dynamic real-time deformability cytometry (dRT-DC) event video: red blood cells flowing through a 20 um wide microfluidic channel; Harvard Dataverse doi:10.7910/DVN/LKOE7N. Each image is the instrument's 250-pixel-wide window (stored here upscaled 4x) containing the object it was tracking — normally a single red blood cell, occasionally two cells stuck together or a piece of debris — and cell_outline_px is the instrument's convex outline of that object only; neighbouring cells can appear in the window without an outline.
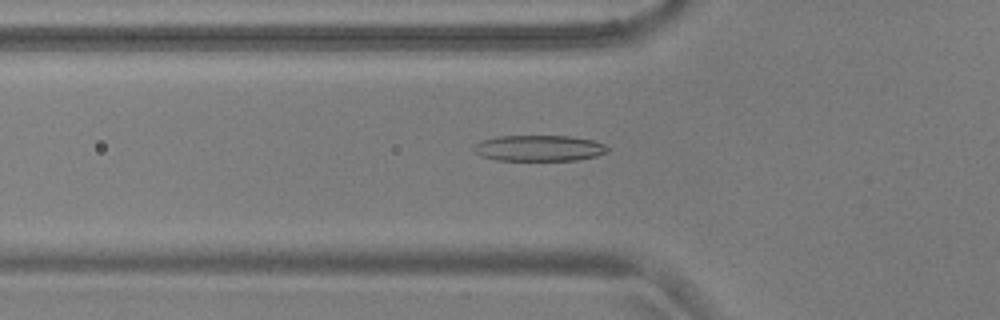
{"species": "common noctule bat (a hibernating species)", "species_latin": "Nyctalus noctula", "temperature_condition": "warm", "stored_images_in_passage": 50, "camera_frame_rate_fps": 3000, "um_per_image_px": 0.085, "animal": {"sex": "male", "body_mass_g": 17.9, "forearm_length_mm": 54.2}, "frame": {"image": 1, "passage_image": 14, "time_ms": 4.333, "image_size_px": [1000, 320], "cell_outline_px": [[608, 152], [596, 156], [576, 160], [496, 160], [480, 156], [472, 148], [480, 140], [496, 136], [572, 136], [592, 140], [604, 144], [608, 148]], "centroid_in_image_um": [45.8, 12.59], "position_along_channel_um": 80.0, "area_um2": 20.29}}
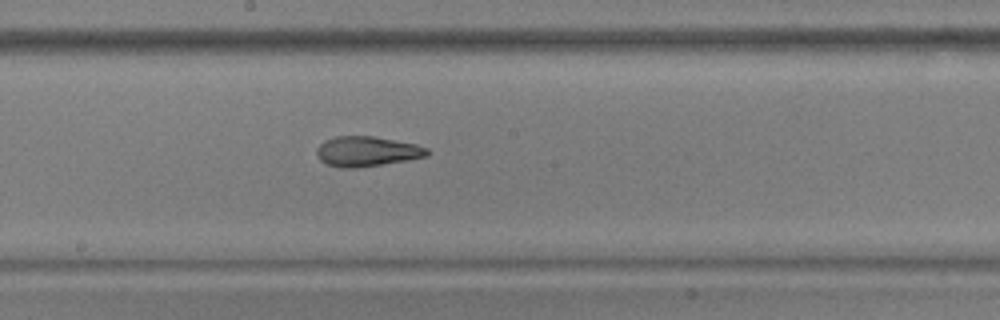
{"frame": {"image": 2, "passage_image": 25, "time_ms": 8.0, "image_size_px": [1000, 320], "cell_outline_px": [[428, 156], [408, 160], [356, 168], [340, 168], [328, 164], [320, 160], [316, 156], [316, 148], [324, 140], [336, 136], [372, 136], [416, 144], [428, 148]], "centroid_in_image_um": [31.16, 12.87], "position_along_channel_um": 217.0, "area_um2": 19.36}}
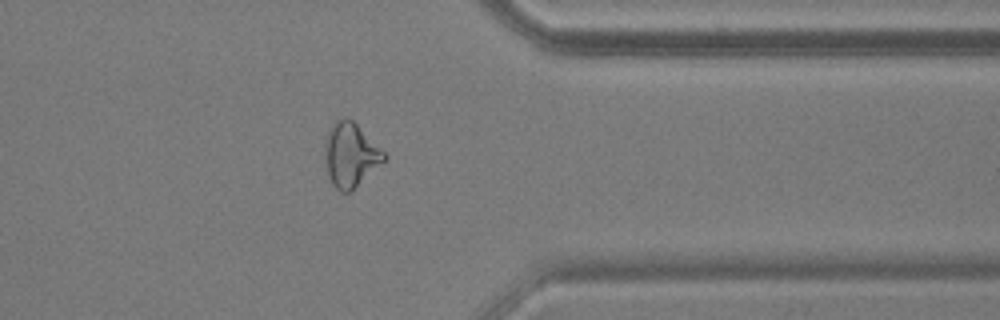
{"frame": {"image": 3, "passage_image": 39, "time_ms": 12.667, "image_size_px": [1000, 320], "cell_outline_px": [[388, 156], [352, 192], [340, 192], [332, 184], [324, 160], [324, 144], [328, 128], [336, 120], [344, 116], [352, 120]], "centroid_in_image_um": [29.75, 13.17], "position_along_channel_um": 381.6, "area_um2": 22.08}, "authors_computed_cell_mechanics": {"area_um2": 20.23, "velocity_mm_per_s": 3.7071, "shape_relaxation_time_tau1_ms": 7.2054, "shape_relaxation_time_tau2_ms": 2.5161, "deformation_change_tau1": 0.2294, "deformation_change_tau2": 0.1135}}